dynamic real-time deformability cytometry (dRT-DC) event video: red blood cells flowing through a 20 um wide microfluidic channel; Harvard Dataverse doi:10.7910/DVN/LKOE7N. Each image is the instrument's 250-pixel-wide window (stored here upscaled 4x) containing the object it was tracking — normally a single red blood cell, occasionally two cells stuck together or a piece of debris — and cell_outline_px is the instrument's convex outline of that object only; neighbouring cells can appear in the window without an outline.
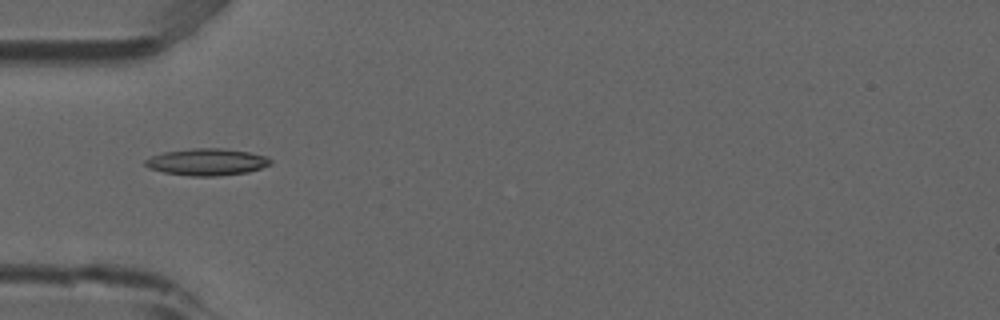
{"species": "common noctule bat (a hibernating species)", "species_latin": "Nyctalus noctula", "temperature_condition": "room temperature", "stored_images_in_passage": 8, "camera_frame_rate_fps": 3000, "um_per_image_px": 0.085, "animal": {"sex": "male", "forearm_length_mm": 52.5}, "frame": {"image": 1, "passage_image": 5, "time_ms": 1.333, "image_size_px": [1000, 320], "cell_outline_px": [[272, 164], [248, 172], [216, 176], [192, 176], [164, 172], [148, 168], [144, 164], [144, 160], [152, 156], [164, 152], [192, 148], [220, 148], [248, 152], [268, 156], [272, 160]], "centroid_in_image_um": [17.6, 13.76], "position_along_channel_um": 67.4, "area_um2": 19.59}}
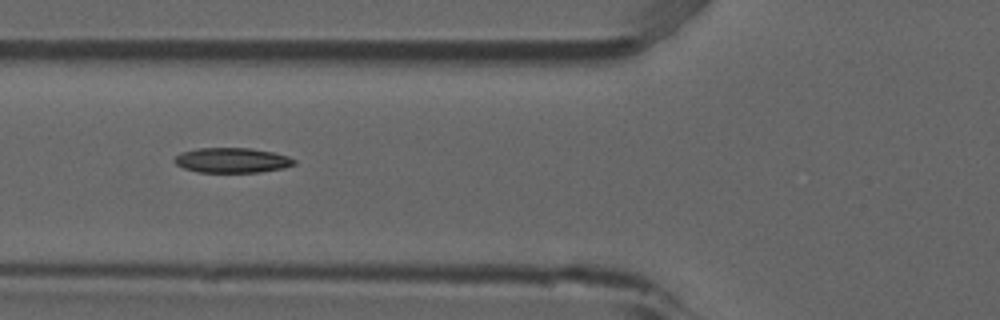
{"frame": {"image": 2, "passage_image": 6, "time_ms": 1.667, "image_size_px": [1000, 320], "cell_outline_px": [[296, 164], [284, 168], [260, 172], [196, 172], [184, 168], [176, 164], [172, 160], [176, 156], [184, 152], [196, 148], [248, 148], [272, 152], [288, 156], [296, 160]], "centroid_in_image_um": [19.73, 13.63], "position_along_channel_um": 106.1, "area_um2": 17.4}}
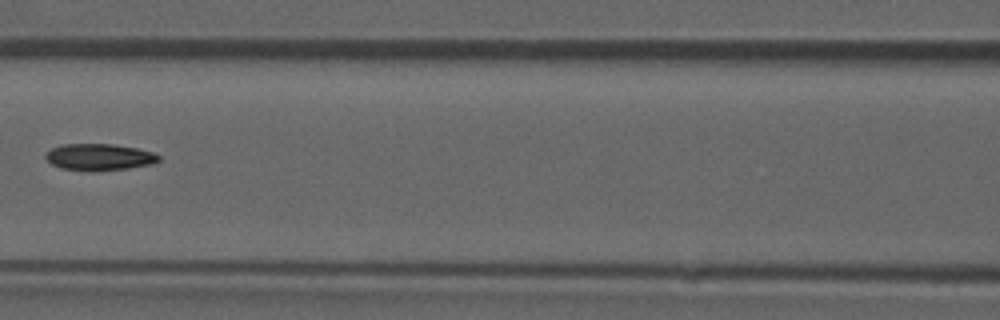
{"frame": {"image": 3, "passage_image": 7, "time_ms": 2.0, "image_size_px": [1000, 320], "cell_outline_px": [[160, 160], [152, 164], [128, 168], [96, 172], [88, 172], [60, 168], [52, 164], [44, 156], [52, 148], [60, 144], [112, 144], [136, 148], [152, 152], [160, 156]], "centroid_in_image_um": [8.42, 13.36], "position_along_channel_um": 158.2, "area_um2": 17.74}}